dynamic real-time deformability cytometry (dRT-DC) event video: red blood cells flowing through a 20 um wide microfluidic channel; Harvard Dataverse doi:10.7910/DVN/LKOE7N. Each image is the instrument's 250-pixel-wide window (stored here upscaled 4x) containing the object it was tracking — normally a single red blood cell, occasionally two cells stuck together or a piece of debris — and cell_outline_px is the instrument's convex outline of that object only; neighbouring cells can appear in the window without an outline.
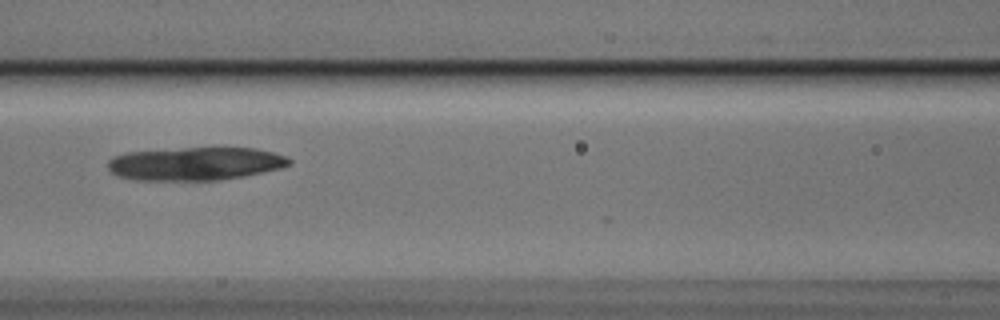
{"species": "Egyptian fruit bat (a non-hibernating species)", "species_latin": "Rousettus aegyptiacus", "temperature_condition": "cold", "stored_images_in_passage": 3, "camera_frame_rate_fps": 3000, "um_per_image_px": 0.085, "animal": {"sex": "male"}, "frame": {"image": 1, "passage_image": 3, "time_ms": 0.667, "image_size_px": [1000, 320], "cell_outline_px": [[292, 164], [280, 168], [244, 176], [220, 180], [136, 180], [120, 176], [112, 172], [108, 168], [108, 160], [112, 156], [128, 152], [184, 148], [256, 148], [288, 156], [292, 160]], "centroid_in_image_um": [16.63, 13.91], "position_along_channel_um": 150.0, "area_um2": 35.03}}